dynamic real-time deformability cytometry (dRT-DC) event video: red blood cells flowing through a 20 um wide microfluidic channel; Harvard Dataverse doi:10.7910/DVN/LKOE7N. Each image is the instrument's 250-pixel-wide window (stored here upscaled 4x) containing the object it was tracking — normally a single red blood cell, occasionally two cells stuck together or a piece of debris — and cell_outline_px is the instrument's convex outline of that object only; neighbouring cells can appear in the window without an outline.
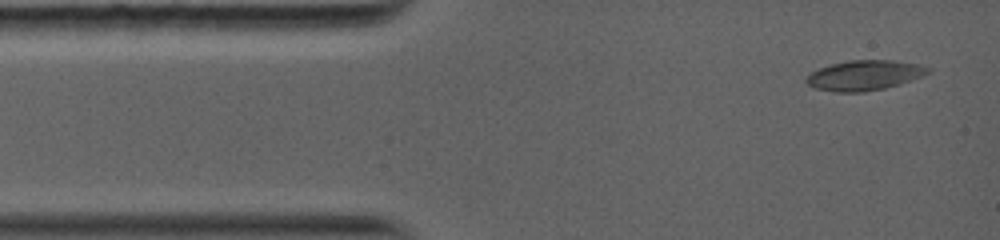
{"species": "common noctule bat (a hibernating species)", "species_latin": "Nyctalus noctula", "temperature_condition": "warm", "stored_images_in_passage": 11, "camera_frame_rate_fps": 5000, "um_per_image_px": 0.085, "animal": {"sex": "female", "body_mass_g": 19.0, "forearm_length_mm": 56.7}, "frame": {"image": 1, "passage_image": 1, "time_ms": 0.0, "image_size_px": [1000, 240], "cell_outline_px": [[932, 72], [884, 88], [864, 92], [836, 92], [816, 88], [808, 84], [804, 80], [812, 72], [820, 68], [832, 64], [848, 60], [892, 60], [920, 64], [932, 68]], "centroid_in_image_um": [73.48, 6.39], "position_along_channel_um": 11.5, "area_um2": 21.04}}
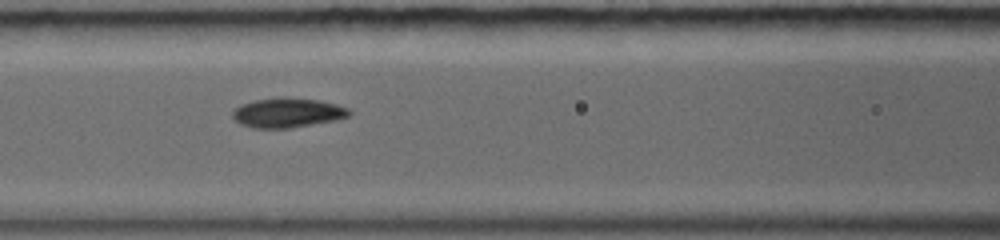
{"frame": {"image": 2, "passage_image": 10, "time_ms": 4.6, "image_size_px": [1000, 240], "cell_outline_px": [[352, 112], [348, 116], [336, 120], [288, 128], [252, 128], [240, 124], [232, 116], [232, 112], [240, 104], [252, 100], [276, 96], [288, 96], [320, 100], [336, 104], [348, 108]], "centroid_in_image_um": [24.41, 9.55], "position_along_channel_um": 142.2, "area_um2": 20.46}}
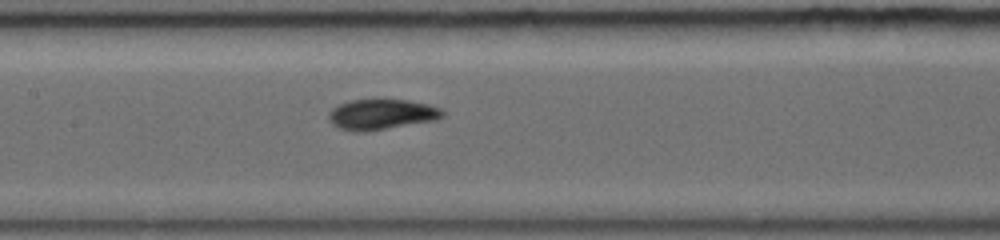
{"frame": {"image": 3, "passage_image": 11, "time_ms": 5.4, "image_size_px": [1000, 240], "cell_outline_px": [[444, 116], [436, 120], [364, 132], [356, 132], [340, 128], [332, 124], [328, 120], [328, 112], [332, 108], [340, 104], [352, 100], [380, 96], [408, 100], [428, 104], [440, 108], [444, 112]], "centroid_in_image_um": [32.41, 9.68], "position_along_channel_um": 175.0, "area_um2": 20.92}}